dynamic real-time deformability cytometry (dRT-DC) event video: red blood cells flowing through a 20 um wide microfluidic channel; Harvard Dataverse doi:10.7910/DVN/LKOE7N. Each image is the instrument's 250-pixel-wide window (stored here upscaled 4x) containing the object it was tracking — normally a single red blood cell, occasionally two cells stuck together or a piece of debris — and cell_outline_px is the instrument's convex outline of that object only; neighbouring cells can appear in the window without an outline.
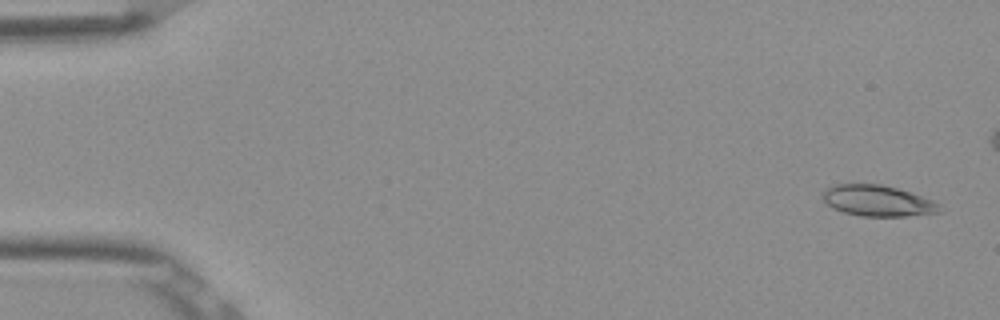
{"species": "Egyptian fruit bat (a non-hibernating species)", "species_latin": "Rousettus aegyptiacus", "temperature_condition": "room temperature", "stored_images_in_passage": 5, "segment_of_instrument_passage": [2, 2], "camera_frame_rate_fps": 3000, "um_per_image_px": 0.085, "frame": {"image": 1, "passage_image": 5, "time_ms": 1.333, "image_size_px": [1000, 320], "cell_outline_px": [[944, 212], [908, 216], [860, 216], [844, 212], [832, 208], [824, 200], [824, 188], [832, 184], [880, 184], [896, 188], [932, 200], [940, 204]], "centroid_in_image_um": [74.61, 17.07], "position_along_channel_um": 10.4, "area_um2": 21.1}}